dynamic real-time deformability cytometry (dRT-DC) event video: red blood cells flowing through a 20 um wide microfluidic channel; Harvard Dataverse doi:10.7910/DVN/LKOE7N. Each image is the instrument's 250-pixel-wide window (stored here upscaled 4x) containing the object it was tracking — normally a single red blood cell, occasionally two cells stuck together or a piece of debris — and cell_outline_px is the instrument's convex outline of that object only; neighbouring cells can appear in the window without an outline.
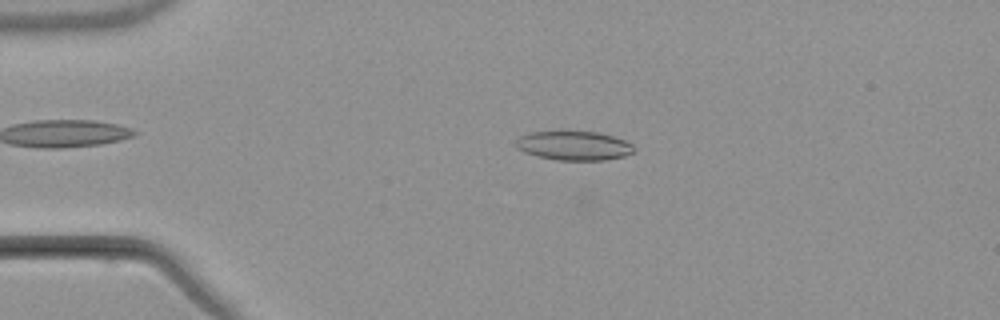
{"species": "common noctule bat (a hibernating species)", "species_latin": "Nyctalus noctula", "temperature_condition": "warm", "stored_images_in_passage": 2, "camera_frame_rate_fps": 3000, "um_per_image_px": 0.085, "animal": {"sex": "male", "body_mass_g": 21.5, "forearm_length_mm": 52.0}, "frame": {"image": 1, "passage_image": 1, "time_ms": 0.0, "image_size_px": [1000, 320], "cell_outline_px": [[636, 152], [624, 156], [604, 160], [556, 160], [524, 152], [516, 148], [516, 140], [520, 136], [528, 132], [556, 128], [564, 128], [596, 132], [612, 136], [624, 140], [632, 144], [636, 148]], "centroid_in_image_um": [48.75, 12.32], "position_along_channel_um": 36.3, "area_um2": 21.04}}